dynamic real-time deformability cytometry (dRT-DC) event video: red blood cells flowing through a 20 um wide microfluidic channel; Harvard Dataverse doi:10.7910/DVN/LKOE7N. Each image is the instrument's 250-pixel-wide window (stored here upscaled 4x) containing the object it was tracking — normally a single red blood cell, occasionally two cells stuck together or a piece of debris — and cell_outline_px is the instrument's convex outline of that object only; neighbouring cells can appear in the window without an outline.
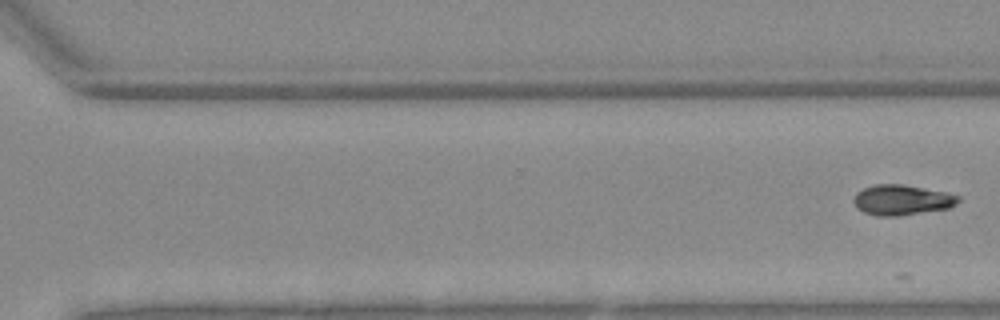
{"species": "Egyptian fruit bat (a non-hibernating species)", "species_latin": "Rousettus aegyptiacus", "temperature_condition": "warm", "stored_images_in_passage": 33, "segment_of_instrument_passage": [2, 2], "camera_frame_rate_fps": 3000, "um_per_image_px": 0.085, "animal": {"sex": "female"}, "frame": {"image": 1, "passage_image": 33, "time_ms": 10.667, "image_size_px": [1000, 320], "cell_outline_px": [[960, 200], [956, 204], [948, 208], [896, 216], [876, 216], [864, 212], [856, 208], [852, 200], [856, 192], [864, 188], [876, 184], [900, 184], [948, 192], [960, 196]], "centroid_in_image_um": [76.64, 16.99], "position_along_channel_um": 294.0, "area_um2": 18.5}}